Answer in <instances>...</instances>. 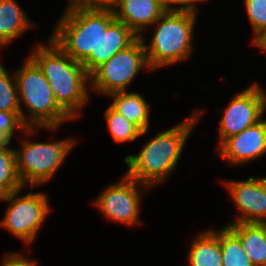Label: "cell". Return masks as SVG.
<instances>
[{"instance_id": "obj_19", "label": "cell", "mask_w": 266, "mask_h": 266, "mask_svg": "<svg viewBox=\"0 0 266 266\" xmlns=\"http://www.w3.org/2000/svg\"><path fill=\"white\" fill-rule=\"evenodd\" d=\"M13 76L14 77L10 78V75L7 70L0 63V111L21 112L22 123L26 127H29V117L24 115V112L21 108L19 96H17L18 91L16 78L14 74Z\"/></svg>"}, {"instance_id": "obj_14", "label": "cell", "mask_w": 266, "mask_h": 266, "mask_svg": "<svg viewBox=\"0 0 266 266\" xmlns=\"http://www.w3.org/2000/svg\"><path fill=\"white\" fill-rule=\"evenodd\" d=\"M241 242L254 266H266V223H230L226 226Z\"/></svg>"}, {"instance_id": "obj_7", "label": "cell", "mask_w": 266, "mask_h": 266, "mask_svg": "<svg viewBox=\"0 0 266 266\" xmlns=\"http://www.w3.org/2000/svg\"><path fill=\"white\" fill-rule=\"evenodd\" d=\"M142 67L151 70L147 61L144 40L140 36L131 46L116 53L89 75L92 81L91 87L105 95L126 91Z\"/></svg>"}, {"instance_id": "obj_26", "label": "cell", "mask_w": 266, "mask_h": 266, "mask_svg": "<svg viewBox=\"0 0 266 266\" xmlns=\"http://www.w3.org/2000/svg\"><path fill=\"white\" fill-rule=\"evenodd\" d=\"M0 266H37L36 261L29 260L21 254H7Z\"/></svg>"}, {"instance_id": "obj_18", "label": "cell", "mask_w": 266, "mask_h": 266, "mask_svg": "<svg viewBox=\"0 0 266 266\" xmlns=\"http://www.w3.org/2000/svg\"><path fill=\"white\" fill-rule=\"evenodd\" d=\"M33 26L15 0H0V47Z\"/></svg>"}, {"instance_id": "obj_16", "label": "cell", "mask_w": 266, "mask_h": 266, "mask_svg": "<svg viewBox=\"0 0 266 266\" xmlns=\"http://www.w3.org/2000/svg\"><path fill=\"white\" fill-rule=\"evenodd\" d=\"M108 96L114 99L110 106L115 111L135 124L142 132L148 131L149 105L141 94L121 91Z\"/></svg>"}, {"instance_id": "obj_13", "label": "cell", "mask_w": 266, "mask_h": 266, "mask_svg": "<svg viewBox=\"0 0 266 266\" xmlns=\"http://www.w3.org/2000/svg\"><path fill=\"white\" fill-rule=\"evenodd\" d=\"M110 7L115 19L123 22L138 37L143 36L142 31L154 25L166 12L156 0H112Z\"/></svg>"}, {"instance_id": "obj_1", "label": "cell", "mask_w": 266, "mask_h": 266, "mask_svg": "<svg viewBox=\"0 0 266 266\" xmlns=\"http://www.w3.org/2000/svg\"><path fill=\"white\" fill-rule=\"evenodd\" d=\"M114 20L110 6L66 10L51 39L90 75L98 67L99 36Z\"/></svg>"}, {"instance_id": "obj_27", "label": "cell", "mask_w": 266, "mask_h": 266, "mask_svg": "<svg viewBox=\"0 0 266 266\" xmlns=\"http://www.w3.org/2000/svg\"><path fill=\"white\" fill-rule=\"evenodd\" d=\"M161 6H163L166 11L167 10H184L187 8H190L191 6L185 1V0H156ZM180 4L181 7L180 8H172L170 7V4Z\"/></svg>"}, {"instance_id": "obj_12", "label": "cell", "mask_w": 266, "mask_h": 266, "mask_svg": "<svg viewBox=\"0 0 266 266\" xmlns=\"http://www.w3.org/2000/svg\"><path fill=\"white\" fill-rule=\"evenodd\" d=\"M222 158L230 164H245L266 153V120H260L239 134L227 138L220 146Z\"/></svg>"}, {"instance_id": "obj_10", "label": "cell", "mask_w": 266, "mask_h": 266, "mask_svg": "<svg viewBox=\"0 0 266 266\" xmlns=\"http://www.w3.org/2000/svg\"><path fill=\"white\" fill-rule=\"evenodd\" d=\"M138 181L126 174L122 181L108 186L98 197L96 206L112 221L134 225L139 221L140 193Z\"/></svg>"}, {"instance_id": "obj_2", "label": "cell", "mask_w": 266, "mask_h": 266, "mask_svg": "<svg viewBox=\"0 0 266 266\" xmlns=\"http://www.w3.org/2000/svg\"><path fill=\"white\" fill-rule=\"evenodd\" d=\"M196 113L182 124L155 136L137 156L128 155L125 158L129 167L126 175L138 181L142 187H147V190L163 182L177 166L182 149L194 129L192 127L198 120L197 116L202 114L201 110Z\"/></svg>"}, {"instance_id": "obj_11", "label": "cell", "mask_w": 266, "mask_h": 266, "mask_svg": "<svg viewBox=\"0 0 266 266\" xmlns=\"http://www.w3.org/2000/svg\"><path fill=\"white\" fill-rule=\"evenodd\" d=\"M241 215L235 223H266V178L225 182Z\"/></svg>"}, {"instance_id": "obj_5", "label": "cell", "mask_w": 266, "mask_h": 266, "mask_svg": "<svg viewBox=\"0 0 266 266\" xmlns=\"http://www.w3.org/2000/svg\"><path fill=\"white\" fill-rule=\"evenodd\" d=\"M19 102L23 101L31 112L29 127L56 129L72 118L58 105L45 75L29 57L24 66L14 72Z\"/></svg>"}, {"instance_id": "obj_3", "label": "cell", "mask_w": 266, "mask_h": 266, "mask_svg": "<svg viewBox=\"0 0 266 266\" xmlns=\"http://www.w3.org/2000/svg\"><path fill=\"white\" fill-rule=\"evenodd\" d=\"M48 46L39 45L29 57L38 65L52 89L58 105L72 118L88 100L89 74L80 62L74 61L54 40Z\"/></svg>"}, {"instance_id": "obj_9", "label": "cell", "mask_w": 266, "mask_h": 266, "mask_svg": "<svg viewBox=\"0 0 266 266\" xmlns=\"http://www.w3.org/2000/svg\"><path fill=\"white\" fill-rule=\"evenodd\" d=\"M266 108V93L254 84L240 94L232 96V101L224 110L220 120V144L229 137L239 134L260 121Z\"/></svg>"}, {"instance_id": "obj_20", "label": "cell", "mask_w": 266, "mask_h": 266, "mask_svg": "<svg viewBox=\"0 0 266 266\" xmlns=\"http://www.w3.org/2000/svg\"><path fill=\"white\" fill-rule=\"evenodd\" d=\"M223 266H254L240 240L227 228L220 230Z\"/></svg>"}, {"instance_id": "obj_23", "label": "cell", "mask_w": 266, "mask_h": 266, "mask_svg": "<svg viewBox=\"0 0 266 266\" xmlns=\"http://www.w3.org/2000/svg\"><path fill=\"white\" fill-rule=\"evenodd\" d=\"M247 15L254 34L253 44L266 32V0H245Z\"/></svg>"}, {"instance_id": "obj_29", "label": "cell", "mask_w": 266, "mask_h": 266, "mask_svg": "<svg viewBox=\"0 0 266 266\" xmlns=\"http://www.w3.org/2000/svg\"><path fill=\"white\" fill-rule=\"evenodd\" d=\"M254 45L266 51V32L254 43Z\"/></svg>"}, {"instance_id": "obj_21", "label": "cell", "mask_w": 266, "mask_h": 266, "mask_svg": "<svg viewBox=\"0 0 266 266\" xmlns=\"http://www.w3.org/2000/svg\"><path fill=\"white\" fill-rule=\"evenodd\" d=\"M23 187L17 173L15 151L0 150V198L11 192L22 190Z\"/></svg>"}, {"instance_id": "obj_25", "label": "cell", "mask_w": 266, "mask_h": 266, "mask_svg": "<svg viewBox=\"0 0 266 266\" xmlns=\"http://www.w3.org/2000/svg\"><path fill=\"white\" fill-rule=\"evenodd\" d=\"M67 10L74 8H89V7H108L112 0H69Z\"/></svg>"}, {"instance_id": "obj_15", "label": "cell", "mask_w": 266, "mask_h": 266, "mask_svg": "<svg viewBox=\"0 0 266 266\" xmlns=\"http://www.w3.org/2000/svg\"><path fill=\"white\" fill-rule=\"evenodd\" d=\"M138 38L123 22L115 19L99 36L98 67L131 46Z\"/></svg>"}, {"instance_id": "obj_6", "label": "cell", "mask_w": 266, "mask_h": 266, "mask_svg": "<svg viewBox=\"0 0 266 266\" xmlns=\"http://www.w3.org/2000/svg\"><path fill=\"white\" fill-rule=\"evenodd\" d=\"M21 142L22 150H14L17 173L23 186L29 182L31 188L51 179L75 144L72 139L55 143Z\"/></svg>"}, {"instance_id": "obj_24", "label": "cell", "mask_w": 266, "mask_h": 266, "mask_svg": "<svg viewBox=\"0 0 266 266\" xmlns=\"http://www.w3.org/2000/svg\"><path fill=\"white\" fill-rule=\"evenodd\" d=\"M14 129H21L24 134H33L34 127H26L21 121V112L0 111V131L12 137ZM23 129V130H22Z\"/></svg>"}, {"instance_id": "obj_8", "label": "cell", "mask_w": 266, "mask_h": 266, "mask_svg": "<svg viewBox=\"0 0 266 266\" xmlns=\"http://www.w3.org/2000/svg\"><path fill=\"white\" fill-rule=\"evenodd\" d=\"M20 191L11 192L0 198V200H6L10 203L0 226L12 232L15 237L22 239V241L31 243L47 217L50 206L45 194L30 192L18 198Z\"/></svg>"}, {"instance_id": "obj_17", "label": "cell", "mask_w": 266, "mask_h": 266, "mask_svg": "<svg viewBox=\"0 0 266 266\" xmlns=\"http://www.w3.org/2000/svg\"><path fill=\"white\" fill-rule=\"evenodd\" d=\"M191 244L189 266H223L220 232L207 230Z\"/></svg>"}, {"instance_id": "obj_28", "label": "cell", "mask_w": 266, "mask_h": 266, "mask_svg": "<svg viewBox=\"0 0 266 266\" xmlns=\"http://www.w3.org/2000/svg\"><path fill=\"white\" fill-rule=\"evenodd\" d=\"M10 140H11V137L7 133L0 131V150L11 149L7 147L9 143L11 142Z\"/></svg>"}, {"instance_id": "obj_22", "label": "cell", "mask_w": 266, "mask_h": 266, "mask_svg": "<svg viewBox=\"0 0 266 266\" xmlns=\"http://www.w3.org/2000/svg\"><path fill=\"white\" fill-rule=\"evenodd\" d=\"M109 131L115 142L134 141L139 136L146 133L142 132L135 124L115 111L109 106L105 112Z\"/></svg>"}, {"instance_id": "obj_4", "label": "cell", "mask_w": 266, "mask_h": 266, "mask_svg": "<svg viewBox=\"0 0 266 266\" xmlns=\"http://www.w3.org/2000/svg\"><path fill=\"white\" fill-rule=\"evenodd\" d=\"M197 9L167 10L155 23L151 43L144 48L150 69L185 60L192 51V36Z\"/></svg>"}, {"instance_id": "obj_30", "label": "cell", "mask_w": 266, "mask_h": 266, "mask_svg": "<svg viewBox=\"0 0 266 266\" xmlns=\"http://www.w3.org/2000/svg\"><path fill=\"white\" fill-rule=\"evenodd\" d=\"M191 7H196V2L203 0H185ZM205 1V0H204Z\"/></svg>"}]
</instances>
